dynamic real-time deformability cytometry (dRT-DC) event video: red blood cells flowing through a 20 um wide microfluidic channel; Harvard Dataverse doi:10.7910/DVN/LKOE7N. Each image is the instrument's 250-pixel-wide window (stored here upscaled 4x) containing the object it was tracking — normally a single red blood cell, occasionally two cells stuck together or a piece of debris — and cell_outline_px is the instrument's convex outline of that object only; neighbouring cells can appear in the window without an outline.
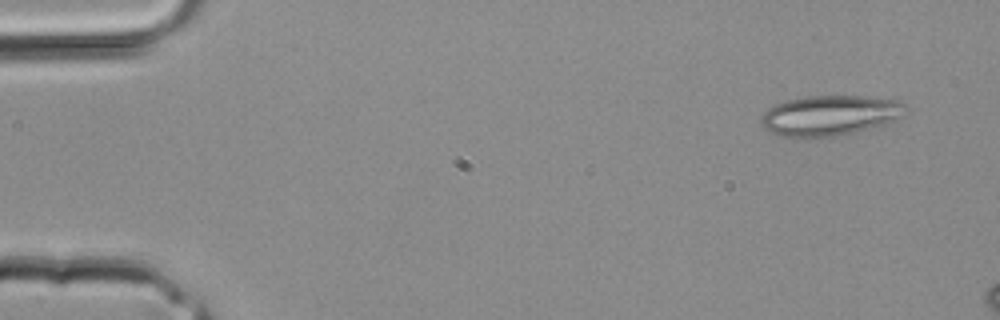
{"species": "common noctule bat (a hibernating species)", "species_latin": "Nyctalus noctula", "temperature_condition": "room temperature", "stored_images_in_passage": 3, "camera_frame_rate_fps": 3000, "um_per_image_px": 0.085, "animal": {"sex": "male", "body_mass_g": 20.4}, "frame": {"image": 1, "passage_image": 1, "time_ms": 0.0, "image_size_px": [1000, 320], "cell_outline_px": [[908, 108], [904, 116], [896, 120], [884, 124], [856, 132], [836, 136], [808, 140], [792, 140], [772, 132], [764, 128], [760, 120], [764, 112], [772, 104], [804, 96], [864, 96], [900, 100], [908, 104]], "centroid_in_image_um": [70.54, 9.84], "position_along_channel_um": 14.5, "area_um2": 35.03}}